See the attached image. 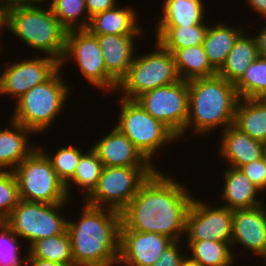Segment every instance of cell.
I'll list each match as a JSON object with an SVG mask.
<instances>
[{
	"label": "cell",
	"instance_id": "obj_9",
	"mask_svg": "<svg viewBox=\"0 0 266 266\" xmlns=\"http://www.w3.org/2000/svg\"><path fill=\"white\" fill-rule=\"evenodd\" d=\"M119 99H121V112L116 127L150 162L163 144L179 140L167 126L146 112L136 100Z\"/></svg>",
	"mask_w": 266,
	"mask_h": 266
},
{
	"label": "cell",
	"instance_id": "obj_29",
	"mask_svg": "<svg viewBox=\"0 0 266 266\" xmlns=\"http://www.w3.org/2000/svg\"><path fill=\"white\" fill-rule=\"evenodd\" d=\"M29 253L42 260L74 265L71 241L67 230L62 234L37 240L29 246Z\"/></svg>",
	"mask_w": 266,
	"mask_h": 266
},
{
	"label": "cell",
	"instance_id": "obj_28",
	"mask_svg": "<svg viewBox=\"0 0 266 266\" xmlns=\"http://www.w3.org/2000/svg\"><path fill=\"white\" fill-rule=\"evenodd\" d=\"M163 17L157 26H192L203 23L204 6L201 0H166Z\"/></svg>",
	"mask_w": 266,
	"mask_h": 266
},
{
	"label": "cell",
	"instance_id": "obj_1",
	"mask_svg": "<svg viewBox=\"0 0 266 266\" xmlns=\"http://www.w3.org/2000/svg\"><path fill=\"white\" fill-rule=\"evenodd\" d=\"M184 186L157 170L121 212V229L158 233L180 241L193 200Z\"/></svg>",
	"mask_w": 266,
	"mask_h": 266
},
{
	"label": "cell",
	"instance_id": "obj_23",
	"mask_svg": "<svg viewBox=\"0 0 266 266\" xmlns=\"http://www.w3.org/2000/svg\"><path fill=\"white\" fill-rule=\"evenodd\" d=\"M233 125L251 138L266 142V98H240Z\"/></svg>",
	"mask_w": 266,
	"mask_h": 266
},
{
	"label": "cell",
	"instance_id": "obj_34",
	"mask_svg": "<svg viewBox=\"0 0 266 266\" xmlns=\"http://www.w3.org/2000/svg\"><path fill=\"white\" fill-rule=\"evenodd\" d=\"M83 154V151L79 148L70 145L58 149L54 156L50 157L49 154L46 155L51 161L58 178L66 184L73 177L80 157Z\"/></svg>",
	"mask_w": 266,
	"mask_h": 266
},
{
	"label": "cell",
	"instance_id": "obj_22",
	"mask_svg": "<svg viewBox=\"0 0 266 266\" xmlns=\"http://www.w3.org/2000/svg\"><path fill=\"white\" fill-rule=\"evenodd\" d=\"M131 7L106 10L95 14L90 19L88 30L93 35H138L142 31L138 27L137 16Z\"/></svg>",
	"mask_w": 266,
	"mask_h": 266
},
{
	"label": "cell",
	"instance_id": "obj_39",
	"mask_svg": "<svg viewBox=\"0 0 266 266\" xmlns=\"http://www.w3.org/2000/svg\"><path fill=\"white\" fill-rule=\"evenodd\" d=\"M87 7V15L91 18L95 14L116 7V0H85Z\"/></svg>",
	"mask_w": 266,
	"mask_h": 266
},
{
	"label": "cell",
	"instance_id": "obj_37",
	"mask_svg": "<svg viewBox=\"0 0 266 266\" xmlns=\"http://www.w3.org/2000/svg\"><path fill=\"white\" fill-rule=\"evenodd\" d=\"M239 169L260 191L266 189V166L263 159L244 164Z\"/></svg>",
	"mask_w": 266,
	"mask_h": 266
},
{
	"label": "cell",
	"instance_id": "obj_16",
	"mask_svg": "<svg viewBox=\"0 0 266 266\" xmlns=\"http://www.w3.org/2000/svg\"><path fill=\"white\" fill-rule=\"evenodd\" d=\"M263 205L232 210V245L239 243L266 261V210Z\"/></svg>",
	"mask_w": 266,
	"mask_h": 266
},
{
	"label": "cell",
	"instance_id": "obj_31",
	"mask_svg": "<svg viewBox=\"0 0 266 266\" xmlns=\"http://www.w3.org/2000/svg\"><path fill=\"white\" fill-rule=\"evenodd\" d=\"M239 98H266V57L259 56L249 64L234 84Z\"/></svg>",
	"mask_w": 266,
	"mask_h": 266
},
{
	"label": "cell",
	"instance_id": "obj_19",
	"mask_svg": "<svg viewBox=\"0 0 266 266\" xmlns=\"http://www.w3.org/2000/svg\"><path fill=\"white\" fill-rule=\"evenodd\" d=\"M222 132L219 154L229 162L230 167L239 168L244 164L262 159L263 142L251 138L233 124Z\"/></svg>",
	"mask_w": 266,
	"mask_h": 266
},
{
	"label": "cell",
	"instance_id": "obj_10",
	"mask_svg": "<svg viewBox=\"0 0 266 266\" xmlns=\"http://www.w3.org/2000/svg\"><path fill=\"white\" fill-rule=\"evenodd\" d=\"M66 203L48 204L20 199L3 221L18 237L27 239L30 246L39 239L56 236L67 230L68 219L59 210Z\"/></svg>",
	"mask_w": 266,
	"mask_h": 266
},
{
	"label": "cell",
	"instance_id": "obj_5",
	"mask_svg": "<svg viewBox=\"0 0 266 266\" xmlns=\"http://www.w3.org/2000/svg\"><path fill=\"white\" fill-rule=\"evenodd\" d=\"M60 69L61 67L47 81L33 87L16 101L11 120L36 134L47 130L63 110L70 91V87L60 76Z\"/></svg>",
	"mask_w": 266,
	"mask_h": 266
},
{
	"label": "cell",
	"instance_id": "obj_46",
	"mask_svg": "<svg viewBox=\"0 0 266 266\" xmlns=\"http://www.w3.org/2000/svg\"><path fill=\"white\" fill-rule=\"evenodd\" d=\"M262 159L265 163L266 166V142H264V147H263V153H262Z\"/></svg>",
	"mask_w": 266,
	"mask_h": 266
},
{
	"label": "cell",
	"instance_id": "obj_6",
	"mask_svg": "<svg viewBox=\"0 0 266 266\" xmlns=\"http://www.w3.org/2000/svg\"><path fill=\"white\" fill-rule=\"evenodd\" d=\"M19 197L30 202L67 203L65 184L58 178L46 152L36 148L13 170Z\"/></svg>",
	"mask_w": 266,
	"mask_h": 266
},
{
	"label": "cell",
	"instance_id": "obj_25",
	"mask_svg": "<svg viewBox=\"0 0 266 266\" xmlns=\"http://www.w3.org/2000/svg\"><path fill=\"white\" fill-rule=\"evenodd\" d=\"M224 23H215L208 27L203 47L210 64L218 71L225 63L228 53L234 47L235 41L243 33L241 29H232Z\"/></svg>",
	"mask_w": 266,
	"mask_h": 266
},
{
	"label": "cell",
	"instance_id": "obj_3",
	"mask_svg": "<svg viewBox=\"0 0 266 266\" xmlns=\"http://www.w3.org/2000/svg\"><path fill=\"white\" fill-rule=\"evenodd\" d=\"M239 99L235 85L218 75L188 81V118L184 132L192 127L194 134H206L219 125L225 130L234 122Z\"/></svg>",
	"mask_w": 266,
	"mask_h": 266
},
{
	"label": "cell",
	"instance_id": "obj_17",
	"mask_svg": "<svg viewBox=\"0 0 266 266\" xmlns=\"http://www.w3.org/2000/svg\"><path fill=\"white\" fill-rule=\"evenodd\" d=\"M91 148L103 167H155L117 127Z\"/></svg>",
	"mask_w": 266,
	"mask_h": 266
},
{
	"label": "cell",
	"instance_id": "obj_44",
	"mask_svg": "<svg viewBox=\"0 0 266 266\" xmlns=\"http://www.w3.org/2000/svg\"><path fill=\"white\" fill-rule=\"evenodd\" d=\"M8 5L13 4H32V3H39L43 0H4Z\"/></svg>",
	"mask_w": 266,
	"mask_h": 266
},
{
	"label": "cell",
	"instance_id": "obj_38",
	"mask_svg": "<svg viewBox=\"0 0 266 266\" xmlns=\"http://www.w3.org/2000/svg\"><path fill=\"white\" fill-rule=\"evenodd\" d=\"M179 241H174L161 254V257L153 266H181V262L185 256L179 252Z\"/></svg>",
	"mask_w": 266,
	"mask_h": 266
},
{
	"label": "cell",
	"instance_id": "obj_35",
	"mask_svg": "<svg viewBox=\"0 0 266 266\" xmlns=\"http://www.w3.org/2000/svg\"><path fill=\"white\" fill-rule=\"evenodd\" d=\"M20 200L18 182L13 171H0V222H3Z\"/></svg>",
	"mask_w": 266,
	"mask_h": 266
},
{
	"label": "cell",
	"instance_id": "obj_8",
	"mask_svg": "<svg viewBox=\"0 0 266 266\" xmlns=\"http://www.w3.org/2000/svg\"><path fill=\"white\" fill-rule=\"evenodd\" d=\"M156 171L155 167H103L96 188L84 201L121 213L140 186Z\"/></svg>",
	"mask_w": 266,
	"mask_h": 266
},
{
	"label": "cell",
	"instance_id": "obj_26",
	"mask_svg": "<svg viewBox=\"0 0 266 266\" xmlns=\"http://www.w3.org/2000/svg\"><path fill=\"white\" fill-rule=\"evenodd\" d=\"M173 55L181 80L190 81L217 75V70L210 64L203 45L177 49Z\"/></svg>",
	"mask_w": 266,
	"mask_h": 266
},
{
	"label": "cell",
	"instance_id": "obj_21",
	"mask_svg": "<svg viewBox=\"0 0 266 266\" xmlns=\"http://www.w3.org/2000/svg\"><path fill=\"white\" fill-rule=\"evenodd\" d=\"M11 121L13 130L8 128L0 130V171L10 168L13 171L37 148L28 145V134L34 132L13 120ZM7 167L9 169H6Z\"/></svg>",
	"mask_w": 266,
	"mask_h": 266
},
{
	"label": "cell",
	"instance_id": "obj_45",
	"mask_svg": "<svg viewBox=\"0 0 266 266\" xmlns=\"http://www.w3.org/2000/svg\"><path fill=\"white\" fill-rule=\"evenodd\" d=\"M181 266H203V265L200 262L185 256L181 262Z\"/></svg>",
	"mask_w": 266,
	"mask_h": 266
},
{
	"label": "cell",
	"instance_id": "obj_20",
	"mask_svg": "<svg viewBox=\"0 0 266 266\" xmlns=\"http://www.w3.org/2000/svg\"><path fill=\"white\" fill-rule=\"evenodd\" d=\"M224 189L221 194L222 200H226L230 210L249 209L262 205L256 196L260 191L249 178L239 169L230 167L224 173Z\"/></svg>",
	"mask_w": 266,
	"mask_h": 266
},
{
	"label": "cell",
	"instance_id": "obj_42",
	"mask_svg": "<svg viewBox=\"0 0 266 266\" xmlns=\"http://www.w3.org/2000/svg\"><path fill=\"white\" fill-rule=\"evenodd\" d=\"M258 35H255L258 44L259 55L266 57V26L259 31Z\"/></svg>",
	"mask_w": 266,
	"mask_h": 266
},
{
	"label": "cell",
	"instance_id": "obj_43",
	"mask_svg": "<svg viewBox=\"0 0 266 266\" xmlns=\"http://www.w3.org/2000/svg\"><path fill=\"white\" fill-rule=\"evenodd\" d=\"M247 2L255 12L266 18V0H247Z\"/></svg>",
	"mask_w": 266,
	"mask_h": 266
},
{
	"label": "cell",
	"instance_id": "obj_40",
	"mask_svg": "<svg viewBox=\"0 0 266 266\" xmlns=\"http://www.w3.org/2000/svg\"><path fill=\"white\" fill-rule=\"evenodd\" d=\"M27 259H25V263H28L27 265L31 266H75V265H65V264H60L52 261H47V260H42L39 258L33 257L30 253H28Z\"/></svg>",
	"mask_w": 266,
	"mask_h": 266
},
{
	"label": "cell",
	"instance_id": "obj_36",
	"mask_svg": "<svg viewBox=\"0 0 266 266\" xmlns=\"http://www.w3.org/2000/svg\"><path fill=\"white\" fill-rule=\"evenodd\" d=\"M17 235L4 223L0 222V266H22ZM20 252H19V251Z\"/></svg>",
	"mask_w": 266,
	"mask_h": 266
},
{
	"label": "cell",
	"instance_id": "obj_13",
	"mask_svg": "<svg viewBox=\"0 0 266 266\" xmlns=\"http://www.w3.org/2000/svg\"><path fill=\"white\" fill-rule=\"evenodd\" d=\"M232 224V210L224 206L211 209V205L193 198L186 216V239L231 242Z\"/></svg>",
	"mask_w": 266,
	"mask_h": 266
},
{
	"label": "cell",
	"instance_id": "obj_2",
	"mask_svg": "<svg viewBox=\"0 0 266 266\" xmlns=\"http://www.w3.org/2000/svg\"><path fill=\"white\" fill-rule=\"evenodd\" d=\"M80 221H67L75 266H113L120 252L121 213L85 204Z\"/></svg>",
	"mask_w": 266,
	"mask_h": 266
},
{
	"label": "cell",
	"instance_id": "obj_12",
	"mask_svg": "<svg viewBox=\"0 0 266 266\" xmlns=\"http://www.w3.org/2000/svg\"><path fill=\"white\" fill-rule=\"evenodd\" d=\"M70 58L76 60L87 81L98 89L115 90L118 87V83L107 73L97 36L88 29L67 31L60 66L63 67Z\"/></svg>",
	"mask_w": 266,
	"mask_h": 266
},
{
	"label": "cell",
	"instance_id": "obj_15",
	"mask_svg": "<svg viewBox=\"0 0 266 266\" xmlns=\"http://www.w3.org/2000/svg\"><path fill=\"white\" fill-rule=\"evenodd\" d=\"M173 242L171 238L158 233L121 229L118 264L153 266Z\"/></svg>",
	"mask_w": 266,
	"mask_h": 266
},
{
	"label": "cell",
	"instance_id": "obj_24",
	"mask_svg": "<svg viewBox=\"0 0 266 266\" xmlns=\"http://www.w3.org/2000/svg\"><path fill=\"white\" fill-rule=\"evenodd\" d=\"M246 35L243 32L238 37L225 63L217 71L218 76L233 84L242 77L249 64L260 56L256 38Z\"/></svg>",
	"mask_w": 266,
	"mask_h": 266
},
{
	"label": "cell",
	"instance_id": "obj_32",
	"mask_svg": "<svg viewBox=\"0 0 266 266\" xmlns=\"http://www.w3.org/2000/svg\"><path fill=\"white\" fill-rule=\"evenodd\" d=\"M103 170V164L99 159L97 153L91 148L88 153H84L79 160V163L75 169L73 177L65 184L67 196L69 193L70 181L76 183L79 187L84 189L85 193L87 189L86 197H88L96 188L98 180Z\"/></svg>",
	"mask_w": 266,
	"mask_h": 266
},
{
	"label": "cell",
	"instance_id": "obj_27",
	"mask_svg": "<svg viewBox=\"0 0 266 266\" xmlns=\"http://www.w3.org/2000/svg\"><path fill=\"white\" fill-rule=\"evenodd\" d=\"M209 25L157 26L156 39L165 49L174 53L177 49L202 45Z\"/></svg>",
	"mask_w": 266,
	"mask_h": 266
},
{
	"label": "cell",
	"instance_id": "obj_18",
	"mask_svg": "<svg viewBox=\"0 0 266 266\" xmlns=\"http://www.w3.org/2000/svg\"><path fill=\"white\" fill-rule=\"evenodd\" d=\"M107 73L119 84L135 59L133 38L137 35H96Z\"/></svg>",
	"mask_w": 266,
	"mask_h": 266
},
{
	"label": "cell",
	"instance_id": "obj_41",
	"mask_svg": "<svg viewBox=\"0 0 266 266\" xmlns=\"http://www.w3.org/2000/svg\"><path fill=\"white\" fill-rule=\"evenodd\" d=\"M0 28H9V5L4 1L0 0ZM1 32V30H0Z\"/></svg>",
	"mask_w": 266,
	"mask_h": 266
},
{
	"label": "cell",
	"instance_id": "obj_30",
	"mask_svg": "<svg viewBox=\"0 0 266 266\" xmlns=\"http://www.w3.org/2000/svg\"><path fill=\"white\" fill-rule=\"evenodd\" d=\"M192 258L203 266H230L234 262L231 242L210 240L188 241Z\"/></svg>",
	"mask_w": 266,
	"mask_h": 266
},
{
	"label": "cell",
	"instance_id": "obj_4",
	"mask_svg": "<svg viewBox=\"0 0 266 266\" xmlns=\"http://www.w3.org/2000/svg\"><path fill=\"white\" fill-rule=\"evenodd\" d=\"M26 45L47 53L61 62L66 45L67 30L51 8L32 4L9 5V28Z\"/></svg>",
	"mask_w": 266,
	"mask_h": 266
},
{
	"label": "cell",
	"instance_id": "obj_33",
	"mask_svg": "<svg viewBox=\"0 0 266 266\" xmlns=\"http://www.w3.org/2000/svg\"><path fill=\"white\" fill-rule=\"evenodd\" d=\"M50 8L67 31L87 29L89 26L91 18L88 15H82V13H87L85 0H52ZM80 16H82L81 19L85 21L78 23V25L75 22L78 21L77 18Z\"/></svg>",
	"mask_w": 266,
	"mask_h": 266
},
{
	"label": "cell",
	"instance_id": "obj_7",
	"mask_svg": "<svg viewBox=\"0 0 266 266\" xmlns=\"http://www.w3.org/2000/svg\"><path fill=\"white\" fill-rule=\"evenodd\" d=\"M153 52L135 57L118 87L121 98L135 100L142 93L180 81L173 53L157 40Z\"/></svg>",
	"mask_w": 266,
	"mask_h": 266
},
{
	"label": "cell",
	"instance_id": "obj_14",
	"mask_svg": "<svg viewBox=\"0 0 266 266\" xmlns=\"http://www.w3.org/2000/svg\"><path fill=\"white\" fill-rule=\"evenodd\" d=\"M42 57L6 66L0 76V94L14 96L17 101L30 89L47 81L61 67L58 60Z\"/></svg>",
	"mask_w": 266,
	"mask_h": 266
},
{
	"label": "cell",
	"instance_id": "obj_11",
	"mask_svg": "<svg viewBox=\"0 0 266 266\" xmlns=\"http://www.w3.org/2000/svg\"><path fill=\"white\" fill-rule=\"evenodd\" d=\"M156 120L178 138L183 136L188 118V81L157 87L135 99Z\"/></svg>",
	"mask_w": 266,
	"mask_h": 266
}]
</instances>
